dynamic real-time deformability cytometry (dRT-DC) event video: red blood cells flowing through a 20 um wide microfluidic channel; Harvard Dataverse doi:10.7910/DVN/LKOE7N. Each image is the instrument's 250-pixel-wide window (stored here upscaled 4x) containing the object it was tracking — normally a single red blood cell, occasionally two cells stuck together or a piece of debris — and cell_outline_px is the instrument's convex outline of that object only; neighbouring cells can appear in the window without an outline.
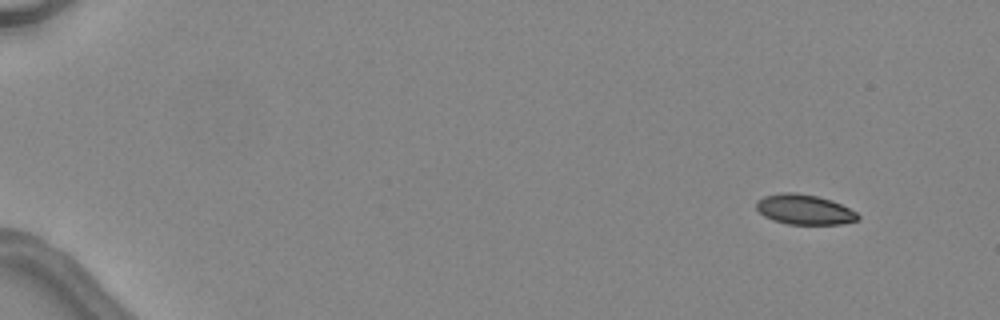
{"species": "common noctule bat (a hibernating species)", "species_latin": "Nyctalus noctula", "temperature_condition": "warm", "stored_images_in_passage": 6, "camera_frame_rate_fps": 3000, "um_per_image_px": 0.085, "animal": {"sex": "female", "body_mass_g": 24.6, "forearm_length_mm": 56.2}, "frame": {"image": 1, "passage_image": 1, "time_ms": 0.0, "image_size_px": [1000, 320], "cell_outline_px": [[860, 220], [840, 224], [788, 224], [772, 220], [764, 216], [756, 208], [756, 200], [764, 196], [784, 192], [796, 192], [816, 196], [832, 200], [856, 212], [860, 216]], "centroid_in_image_um": [68.36, 17.81], "position_along_channel_um": 16.6, "area_um2": 17.8}}
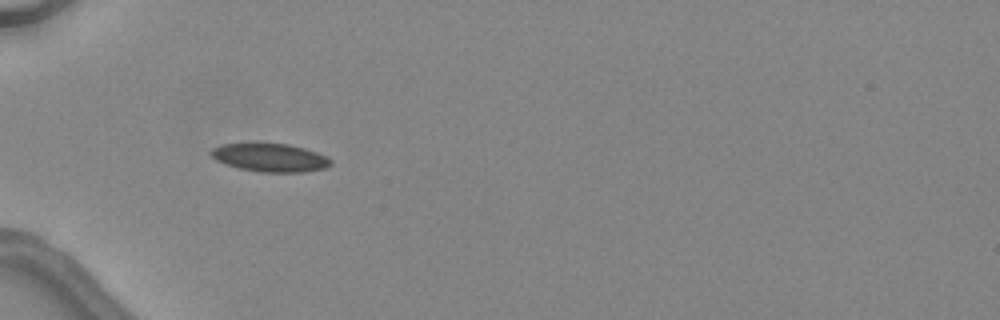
{"frame": {"image": 2, "passage_image": 4, "time_ms": 4.333, "image_size_px": [1000, 320], "cell_outline_px": [[332, 164], [324, 168], [304, 172], [260, 172], [240, 168], [216, 160], [208, 152], [212, 148], [224, 144], [288, 144], [304, 148], [328, 156], [332, 160]], "centroid_in_image_um": [22.99, 13.4], "position_along_channel_um": 62.0, "area_um2": 19.48}}